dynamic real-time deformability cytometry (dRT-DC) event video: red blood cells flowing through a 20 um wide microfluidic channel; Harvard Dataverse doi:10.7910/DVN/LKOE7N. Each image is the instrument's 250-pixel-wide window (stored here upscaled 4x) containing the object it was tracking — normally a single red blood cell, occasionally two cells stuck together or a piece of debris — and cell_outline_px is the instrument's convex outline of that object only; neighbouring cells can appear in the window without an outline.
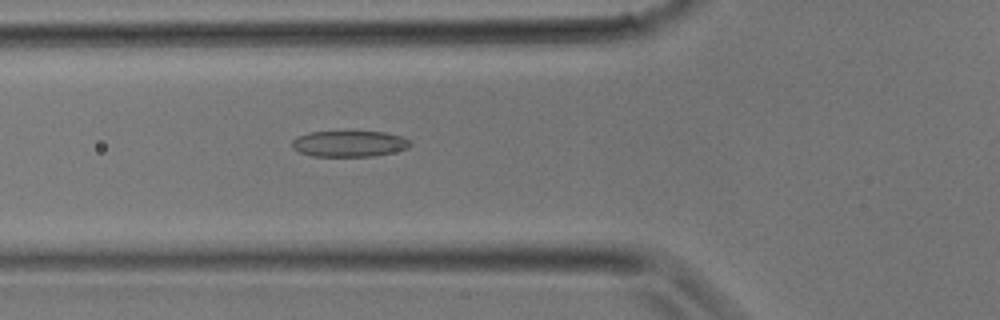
{"species": "common noctule bat (a hibernating species)", "species_latin": "Nyctalus noctula", "temperature_condition": "room temperature", "stored_images_in_passage": 12, "camera_frame_rate_fps": 3000, "um_per_image_px": 0.085, "animal": {"sex": "male", "body_mass_g": 17.9}, "frame": {"image": 1, "passage_image": 2, "time_ms": 0.333, "image_size_px": [1000, 320], "cell_outline_px": [[412, 144], [408, 148], [392, 152], [372, 156], [312, 156], [300, 152], [292, 148], [292, 140], [296, 136], [308, 132], [384, 132], [404, 136]], "centroid_in_image_um": [29.67, 12.21], "position_along_channel_um": 96.1, "area_um2": 17.92}}
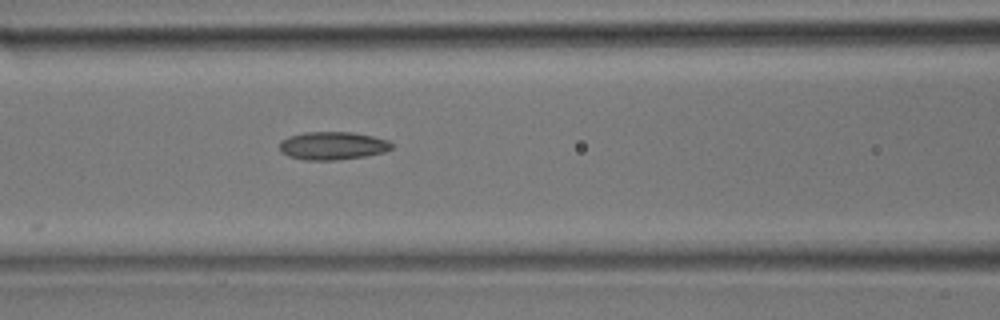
{"frame": {"image": 2, "passage_image": 4, "time_ms": 1.0, "image_size_px": [1000, 320], "cell_outline_px": [[392, 148], [384, 152], [364, 156], [336, 160], [304, 160], [288, 156], [280, 152], [280, 140], [288, 136], [304, 132], [352, 132], [372, 136], [388, 140], [392, 144]], "centroid_in_image_um": [28.23, 12.38], "position_along_channel_um": 138.4, "area_um2": 18.38}}